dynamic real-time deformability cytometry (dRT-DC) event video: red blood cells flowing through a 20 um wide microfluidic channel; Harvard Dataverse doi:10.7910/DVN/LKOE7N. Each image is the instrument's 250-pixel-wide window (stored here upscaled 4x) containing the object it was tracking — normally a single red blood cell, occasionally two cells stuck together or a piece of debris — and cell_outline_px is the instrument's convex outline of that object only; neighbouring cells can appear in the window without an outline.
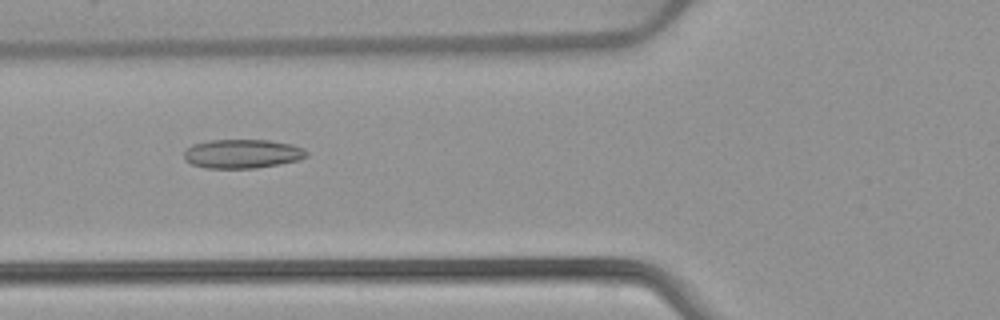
{"species": "common noctule bat (a hibernating species)", "species_latin": "Nyctalus noctula", "temperature_condition": "warm", "stored_images_in_passage": 38, "camera_frame_rate_fps": 3000, "um_per_image_px": 0.085, "animal": {"sex": "female", "body_mass_g": 22.7, "forearm_length_mm": 54.2}, "frame": {"image": 1, "passage_image": 12, "time_ms": 3.667, "image_size_px": [1000, 320], "cell_outline_px": [[308, 156], [300, 160], [256, 168], [204, 168], [192, 164], [184, 160], [184, 152], [192, 144], [208, 140], [268, 140], [292, 144], [304, 148], [308, 152]], "centroid_in_image_um": [20.61, 13.07], "position_along_channel_um": 105.2, "area_um2": 20.87}}
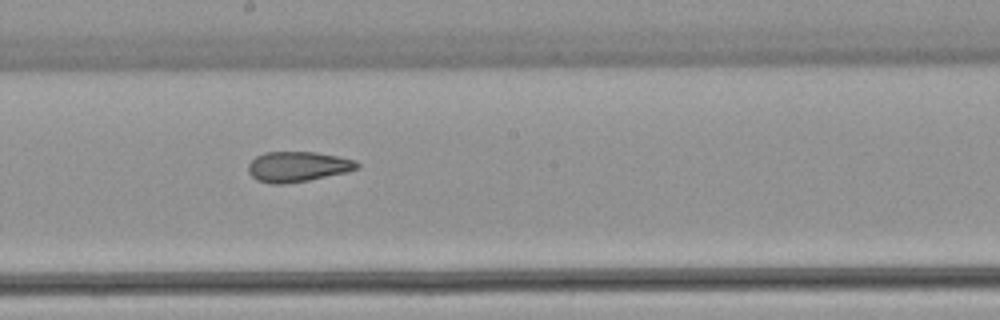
{"frame": {"image": 2, "passage_image": 21, "time_ms": 6.667, "image_size_px": [1000, 320], "cell_outline_px": [[360, 168], [348, 172], [308, 180], [284, 184], [272, 184], [256, 180], [248, 172], [248, 164], [256, 156], [264, 152], [316, 152], [356, 160], [360, 164]], "centroid_in_image_um": [25.31, 14.17], "position_along_channel_um": 222.9, "area_um2": 19.31}}
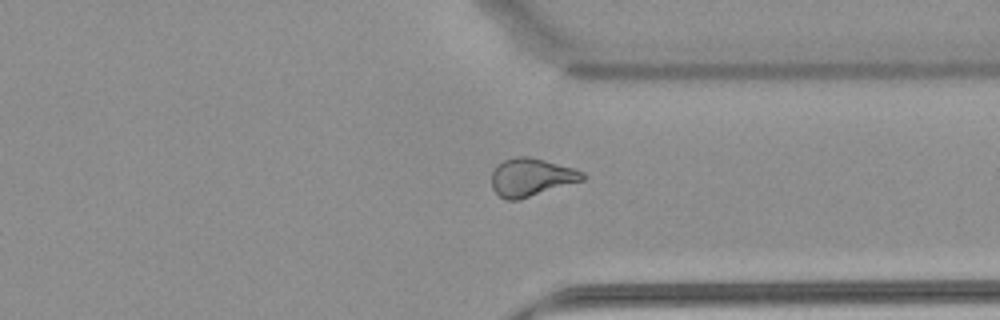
{"frame": {"image": 3, "passage_image": 32, "time_ms": 10.333, "image_size_px": [1000, 320], "cell_outline_px": [[588, 176], [584, 180], [516, 200], [504, 200], [492, 188], [492, 172], [496, 164], [504, 160], [516, 156], [528, 156], [544, 160], [572, 168], [584, 172]], "centroid_in_image_um": [45.14, 15.05], "position_along_channel_um": 366.3, "area_um2": 20.0}, "authors_computed_cell_mechanics": {"area_um2": 19.6809, "velocity_mm_per_s": 3.9171, "shape_relaxation_time_tau1_ms": null, "shape_relaxation_time_tau2_ms": 2.7239, "deformation_change_tau1": null, "deformation_change_tau2": 0.0954}}